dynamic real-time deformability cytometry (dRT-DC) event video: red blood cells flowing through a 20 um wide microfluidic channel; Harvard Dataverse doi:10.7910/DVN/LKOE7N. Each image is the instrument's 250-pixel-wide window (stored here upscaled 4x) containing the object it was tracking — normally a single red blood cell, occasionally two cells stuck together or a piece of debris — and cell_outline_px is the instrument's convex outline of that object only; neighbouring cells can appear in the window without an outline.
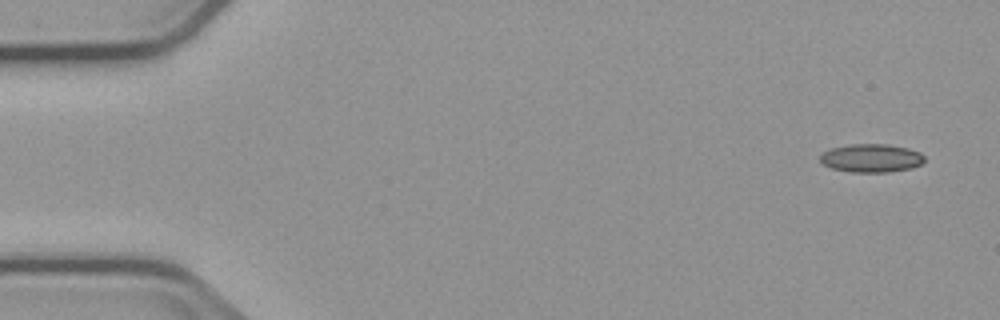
{"species": "common noctule bat (a hibernating species)", "species_latin": "Nyctalus noctula", "temperature_condition": "cold", "stored_images_in_passage": 6, "camera_frame_rate_fps": 3000, "um_per_image_px": 0.085, "animal": {"sex": "male", "body_mass_g": 23.1, "forearm_length_mm": 52.7}, "frame": {"image": 1, "passage_image": 1, "time_ms": 0.0, "image_size_px": [1000, 320], "cell_outline_px": [[924, 160], [920, 164], [912, 168], [888, 172], [852, 172], [832, 168], [824, 164], [820, 160], [820, 156], [824, 152], [832, 148], [852, 144], [888, 144], [908, 148], [920, 152], [924, 156]], "centroid_in_image_um": [74.08, 13.44], "position_along_channel_um": 10.9, "area_um2": 17.11}}
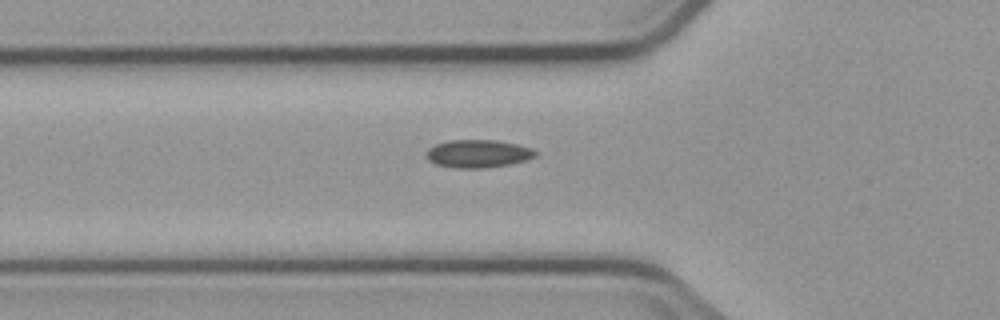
{"frame": {"image": 2, "passage_image": 6, "time_ms": 9.333, "image_size_px": [1000, 320], "cell_outline_px": [[536, 156], [524, 160], [508, 164], [484, 168], [456, 168], [436, 164], [428, 160], [424, 156], [424, 152], [428, 148], [436, 144], [448, 140], [496, 140], [516, 144], [532, 148], [536, 152]], "centroid_in_image_um": [40.57, 13.05], "position_along_channel_um": 85.2, "area_um2": 17.74}}